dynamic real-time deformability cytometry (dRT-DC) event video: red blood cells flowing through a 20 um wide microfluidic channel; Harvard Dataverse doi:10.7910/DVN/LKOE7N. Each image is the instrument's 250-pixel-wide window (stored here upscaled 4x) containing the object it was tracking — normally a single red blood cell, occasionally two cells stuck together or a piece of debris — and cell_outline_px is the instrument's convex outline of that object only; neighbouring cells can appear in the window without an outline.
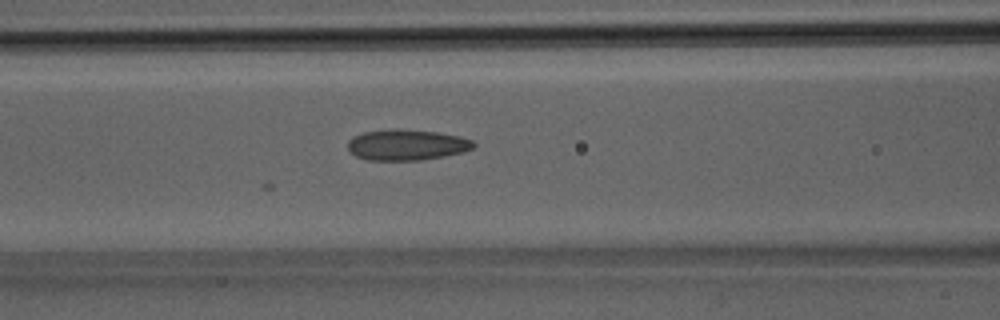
{"species": "Egyptian fruit bat (a non-hibernating species)", "species_latin": "Rousettus aegyptiacus", "temperature_condition": "room temperature", "stored_images_in_passage": 22, "camera_frame_rate_fps": 3000, "um_per_image_px": 0.085, "animal": {"sex": "male"}, "frame": {"image": 1, "passage_image": 6, "time_ms": 1.667, "image_size_px": [1000, 320], "cell_outline_px": [[476, 144], [472, 148], [464, 152], [420, 160], [368, 160], [356, 156], [348, 148], [348, 140], [352, 136], [364, 132], [388, 128], [400, 128], [436, 132], [460, 136], [472, 140]], "centroid_in_image_um": [34.55, 12.29], "position_along_channel_um": 132.0, "area_um2": 22.72}}